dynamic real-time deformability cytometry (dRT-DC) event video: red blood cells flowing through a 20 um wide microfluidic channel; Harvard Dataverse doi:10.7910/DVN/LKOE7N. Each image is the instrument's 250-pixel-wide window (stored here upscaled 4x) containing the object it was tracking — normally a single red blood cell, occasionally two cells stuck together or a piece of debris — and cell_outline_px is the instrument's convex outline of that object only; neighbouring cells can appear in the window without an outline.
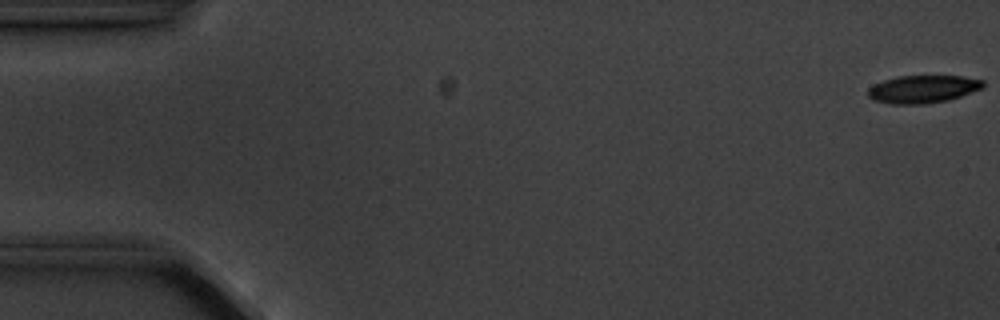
{"species": "common noctule bat (a hibernating species)", "species_latin": "Nyctalus noctula", "temperature_condition": "cold", "stored_images_in_passage": 15, "camera_frame_rate_fps": 3000, "um_per_image_px": 0.085, "animal": {"sex": "male", "body_mass_g": 20.1, "forearm_length_mm": 53.5}, "frame": {"image": 1, "passage_image": 1, "time_ms": 0.0, "image_size_px": [1000, 320], "cell_outline_px": [[984, 88], [948, 100], [924, 104], [888, 104], [872, 100], [868, 96], [868, 88], [884, 80], [900, 76], [960, 76], [984, 80]], "centroid_in_image_um": [78.44, 7.58], "position_along_channel_um": 6.6, "area_um2": 18.61}}
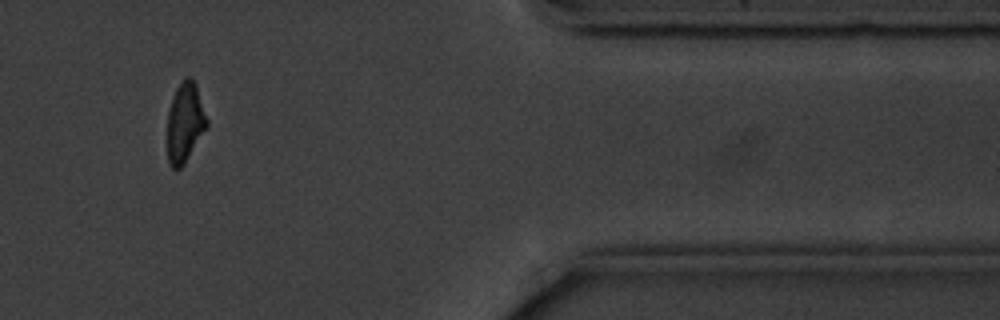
{"frame": {"image": 2, "passage_image": 13, "time_ms": 15.667, "image_size_px": [1000, 320], "cell_outline_px": [[208, 128], [184, 164], [180, 168], [172, 168], [168, 164], [168, 112], [176, 88], [180, 80], [188, 76], [196, 84], [208, 120]], "centroid_in_image_um": [15.74, 10.42], "position_along_channel_um": 395.7, "area_um2": 18.44}, "authors_computed_cell_mechanics": {"area_um2": 19.5364, "velocity_mm_per_s": 3.5602, "shape_relaxation_time_tau1_ms": 2.0503, "shape_relaxation_time_tau2_ms": 6.2472, "deformation_change_tau1": 0.1149, "deformation_change_tau2": 0.1467}}